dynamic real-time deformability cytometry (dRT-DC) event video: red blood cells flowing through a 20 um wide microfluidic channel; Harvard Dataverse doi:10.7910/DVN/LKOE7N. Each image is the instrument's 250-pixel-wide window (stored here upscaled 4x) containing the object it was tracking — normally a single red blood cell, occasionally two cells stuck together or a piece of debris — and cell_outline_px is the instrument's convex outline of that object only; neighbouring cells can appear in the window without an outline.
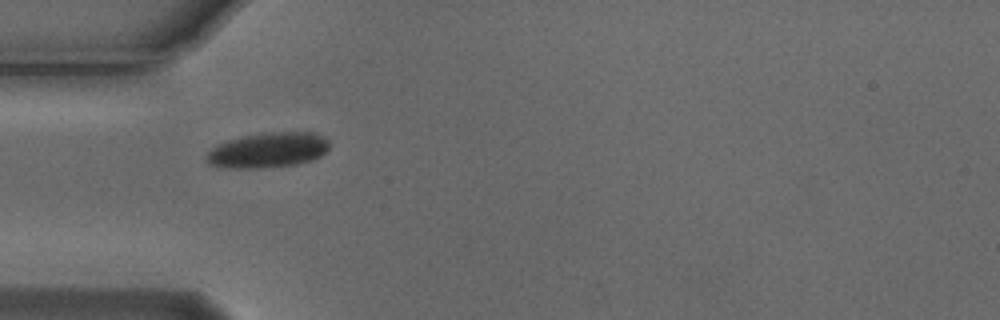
{"species": "Egyptian fruit bat (a non-hibernating species)", "species_latin": "Rousettus aegyptiacus", "temperature_condition": "cold", "stored_images_in_passage": 5, "camera_frame_rate_fps": 3000, "um_per_image_px": 0.085, "animal": {"sex": "male"}, "frame": {"image": 1, "passage_image": 4, "time_ms": 1.0, "image_size_px": [1000, 320], "cell_outline_px": [[328, 148], [320, 156], [296, 164], [260, 168], [236, 168], [208, 164], [208, 152], [216, 144], [228, 140], [244, 136], [272, 132], [312, 132], [324, 136], [328, 140]], "centroid_in_image_um": [22.79, 12.75], "position_along_channel_um": 62.2, "area_um2": 24.74}}
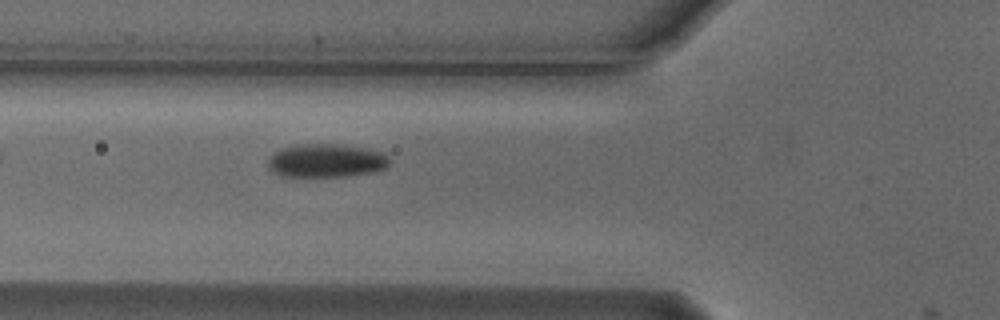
{"frame": {"image": 2, "passage_image": 5, "time_ms": 1.333, "image_size_px": [1000, 320], "cell_outline_px": [[388, 164], [384, 168], [372, 172], [344, 176], [280, 176], [272, 172], [268, 168], [268, 160], [280, 148], [296, 144], [332, 144], [364, 148], [384, 152], [388, 156]], "centroid_in_image_um": [27.69, 13.65], "position_along_channel_um": 98.1, "area_um2": 23.52}}